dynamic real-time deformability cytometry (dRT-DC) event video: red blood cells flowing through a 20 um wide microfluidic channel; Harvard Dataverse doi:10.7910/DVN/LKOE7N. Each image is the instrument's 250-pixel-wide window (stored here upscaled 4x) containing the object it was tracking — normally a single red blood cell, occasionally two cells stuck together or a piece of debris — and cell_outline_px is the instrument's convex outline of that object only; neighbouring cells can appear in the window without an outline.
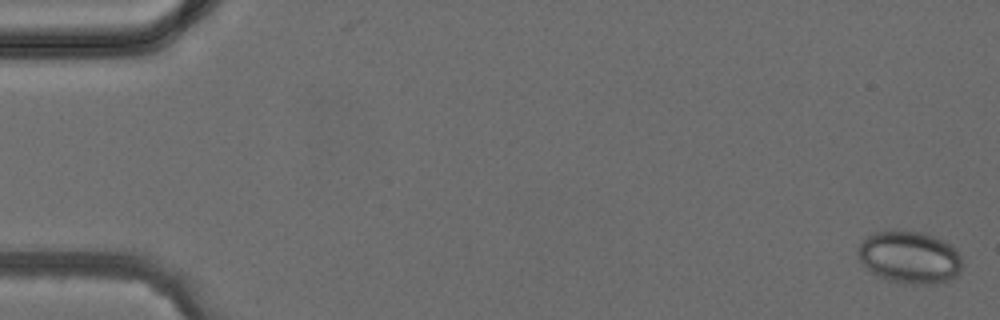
{"species": "common noctule bat (a hibernating species)", "species_latin": "Nyctalus noctula", "temperature_condition": "cold", "stored_images_in_passage": 4, "camera_frame_rate_fps": 3000, "um_per_image_px": 0.085, "animal": {"sex": "female", "body_mass_g": 24.6, "forearm_length_mm": 56.2}, "frame": {"image": 1, "passage_image": 4, "time_ms": 3.667, "image_size_px": [1000, 320], "cell_outline_px": [[964, 264], [960, 272], [956, 276], [948, 280], [932, 284], [912, 284], [892, 280], [880, 276], [872, 272], [860, 260], [856, 252], [860, 244], [868, 236], [876, 232], [920, 232], [944, 240], [960, 256]], "centroid_in_image_um": [77.34, 21.89], "position_along_channel_um": 7.7, "area_um2": 31.1}}